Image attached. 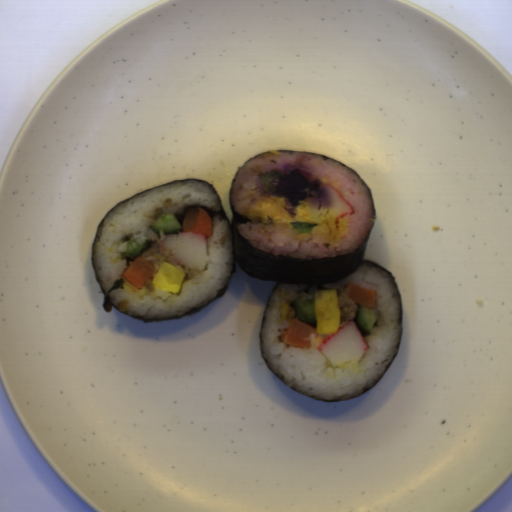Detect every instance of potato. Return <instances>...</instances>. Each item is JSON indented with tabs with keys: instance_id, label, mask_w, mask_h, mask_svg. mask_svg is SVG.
Instances as JSON below:
<instances>
[{
	"instance_id": "1",
	"label": "potato",
	"mask_w": 512,
	"mask_h": 512,
	"mask_svg": "<svg viewBox=\"0 0 512 512\" xmlns=\"http://www.w3.org/2000/svg\"><path fill=\"white\" fill-rule=\"evenodd\" d=\"M277 196L286 197L290 205L298 207L301 201L314 198L322 188V182L313 180L308 182L299 171H292L282 175L274 184Z\"/></svg>"
},
{
	"instance_id": "2",
	"label": "potato",
	"mask_w": 512,
	"mask_h": 512,
	"mask_svg": "<svg viewBox=\"0 0 512 512\" xmlns=\"http://www.w3.org/2000/svg\"><path fill=\"white\" fill-rule=\"evenodd\" d=\"M349 230L348 217L341 218L336 226L332 216H327L318 226L312 228V234L324 238L328 244L339 242Z\"/></svg>"
},
{
	"instance_id": "3",
	"label": "potato",
	"mask_w": 512,
	"mask_h": 512,
	"mask_svg": "<svg viewBox=\"0 0 512 512\" xmlns=\"http://www.w3.org/2000/svg\"><path fill=\"white\" fill-rule=\"evenodd\" d=\"M286 200L283 198L265 197L261 198L253 206V213L262 217L287 219L292 216L284 209Z\"/></svg>"
},
{
	"instance_id": "4",
	"label": "potato",
	"mask_w": 512,
	"mask_h": 512,
	"mask_svg": "<svg viewBox=\"0 0 512 512\" xmlns=\"http://www.w3.org/2000/svg\"><path fill=\"white\" fill-rule=\"evenodd\" d=\"M142 287L145 288L146 293H153L155 291V286L153 284V279L150 278Z\"/></svg>"
}]
</instances>
